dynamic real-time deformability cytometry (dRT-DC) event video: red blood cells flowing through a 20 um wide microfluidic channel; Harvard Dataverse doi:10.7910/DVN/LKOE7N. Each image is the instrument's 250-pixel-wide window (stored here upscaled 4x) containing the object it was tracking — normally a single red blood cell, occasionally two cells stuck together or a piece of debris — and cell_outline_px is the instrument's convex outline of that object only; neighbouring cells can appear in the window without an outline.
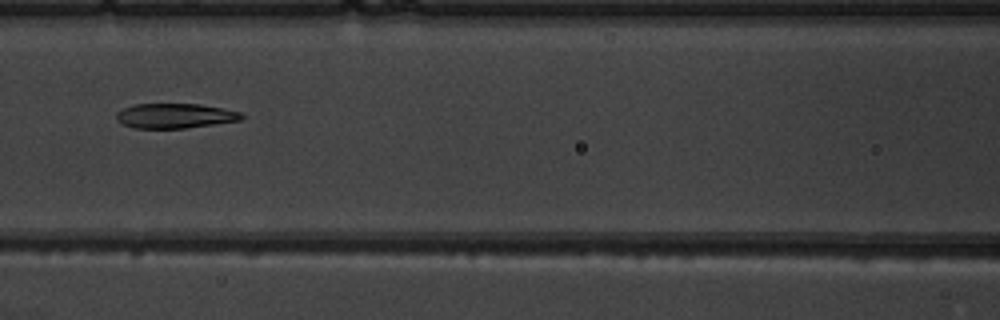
{"species": "common noctule bat (a hibernating species)", "species_latin": "Nyctalus noctula", "temperature_condition": "warm", "stored_images_in_passage": 7, "camera_frame_rate_fps": 3000, "um_per_image_px": 0.085, "animal": {"sex": "male", "body_mass_g": 19.5, "forearm_length_mm": 54.6}, "frame": {"image": 1, "passage_image": 7, "time_ms": 8.0, "image_size_px": [1000, 320], "cell_outline_px": [[244, 116], [240, 120], [184, 128], [132, 128], [116, 120], [116, 112], [132, 104], [200, 104], [240, 112]], "centroid_in_image_um": [14.81, 9.84], "position_along_channel_um": 151.8, "area_um2": 17.92}}